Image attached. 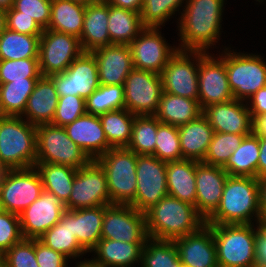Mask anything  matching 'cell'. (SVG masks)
I'll use <instances>...</instances> for the list:
<instances>
[{"label":"cell","instance_id":"cell-6","mask_svg":"<svg viewBox=\"0 0 266 267\" xmlns=\"http://www.w3.org/2000/svg\"><path fill=\"white\" fill-rule=\"evenodd\" d=\"M96 161L105 171L111 204L131 205L137 189V154L126 147L110 148Z\"/></svg>","mask_w":266,"mask_h":267},{"label":"cell","instance_id":"cell-40","mask_svg":"<svg viewBox=\"0 0 266 267\" xmlns=\"http://www.w3.org/2000/svg\"><path fill=\"white\" fill-rule=\"evenodd\" d=\"M180 258L173 240L148 238L141 252V267H180Z\"/></svg>","mask_w":266,"mask_h":267},{"label":"cell","instance_id":"cell-7","mask_svg":"<svg viewBox=\"0 0 266 267\" xmlns=\"http://www.w3.org/2000/svg\"><path fill=\"white\" fill-rule=\"evenodd\" d=\"M36 163H53L80 169L91 159L68 136L64 127L36 126Z\"/></svg>","mask_w":266,"mask_h":267},{"label":"cell","instance_id":"cell-30","mask_svg":"<svg viewBox=\"0 0 266 267\" xmlns=\"http://www.w3.org/2000/svg\"><path fill=\"white\" fill-rule=\"evenodd\" d=\"M104 206L71 210V229L79 244L90 253L101 239Z\"/></svg>","mask_w":266,"mask_h":267},{"label":"cell","instance_id":"cell-10","mask_svg":"<svg viewBox=\"0 0 266 267\" xmlns=\"http://www.w3.org/2000/svg\"><path fill=\"white\" fill-rule=\"evenodd\" d=\"M198 85V100L202 110L211 104L234 99L225 69V49L218 57L214 53L198 51Z\"/></svg>","mask_w":266,"mask_h":267},{"label":"cell","instance_id":"cell-26","mask_svg":"<svg viewBox=\"0 0 266 267\" xmlns=\"http://www.w3.org/2000/svg\"><path fill=\"white\" fill-rule=\"evenodd\" d=\"M145 243H128L110 239H100L90 251L96 255L88 261L96 267H134L140 263Z\"/></svg>","mask_w":266,"mask_h":267},{"label":"cell","instance_id":"cell-4","mask_svg":"<svg viewBox=\"0 0 266 267\" xmlns=\"http://www.w3.org/2000/svg\"><path fill=\"white\" fill-rule=\"evenodd\" d=\"M36 126L21 116L0 115V159L8 170L36 164Z\"/></svg>","mask_w":266,"mask_h":267},{"label":"cell","instance_id":"cell-21","mask_svg":"<svg viewBox=\"0 0 266 267\" xmlns=\"http://www.w3.org/2000/svg\"><path fill=\"white\" fill-rule=\"evenodd\" d=\"M173 241L181 263L191 267H219L213 232L209 225Z\"/></svg>","mask_w":266,"mask_h":267},{"label":"cell","instance_id":"cell-64","mask_svg":"<svg viewBox=\"0 0 266 267\" xmlns=\"http://www.w3.org/2000/svg\"><path fill=\"white\" fill-rule=\"evenodd\" d=\"M3 263V254L0 253V265Z\"/></svg>","mask_w":266,"mask_h":267},{"label":"cell","instance_id":"cell-35","mask_svg":"<svg viewBox=\"0 0 266 267\" xmlns=\"http://www.w3.org/2000/svg\"><path fill=\"white\" fill-rule=\"evenodd\" d=\"M259 154V137L251 133L243 138L239 147L232 153L222 168L230 176L257 178Z\"/></svg>","mask_w":266,"mask_h":267},{"label":"cell","instance_id":"cell-41","mask_svg":"<svg viewBox=\"0 0 266 267\" xmlns=\"http://www.w3.org/2000/svg\"><path fill=\"white\" fill-rule=\"evenodd\" d=\"M158 119L154 115L135 116L131 139L126 148L137 155H152L155 151Z\"/></svg>","mask_w":266,"mask_h":267},{"label":"cell","instance_id":"cell-15","mask_svg":"<svg viewBox=\"0 0 266 267\" xmlns=\"http://www.w3.org/2000/svg\"><path fill=\"white\" fill-rule=\"evenodd\" d=\"M137 189L131 204L140 212H146L168 195L166 162L153 155H137Z\"/></svg>","mask_w":266,"mask_h":267},{"label":"cell","instance_id":"cell-63","mask_svg":"<svg viewBox=\"0 0 266 267\" xmlns=\"http://www.w3.org/2000/svg\"><path fill=\"white\" fill-rule=\"evenodd\" d=\"M8 169L4 166V164L2 163L1 159H0V176L5 173Z\"/></svg>","mask_w":266,"mask_h":267},{"label":"cell","instance_id":"cell-68","mask_svg":"<svg viewBox=\"0 0 266 267\" xmlns=\"http://www.w3.org/2000/svg\"><path fill=\"white\" fill-rule=\"evenodd\" d=\"M0 267H6V265H5L4 263H2V264L0 265Z\"/></svg>","mask_w":266,"mask_h":267},{"label":"cell","instance_id":"cell-42","mask_svg":"<svg viewBox=\"0 0 266 267\" xmlns=\"http://www.w3.org/2000/svg\"><path fill=\"white\" fill-rule=\"evenodd\" d=\"M88 114L100 115L124 108V85H99L85 100Z\"/></svg>","mask_w":266,"mask_h":267},{"label":"cell","instance_id":"cell-11","mask_svg":"<svg viewBox=\"0 0 266 267\" xmlns=\"http://www.w3.org/2000/svg\"><path fill=\"white\" fill-rule=\"evenodd\" d=\"M162 94L161 74L133 68L124 83V108L135 116L154 115Z\"/></svg>","mask_w":266,"mask_h":267},{"label":"cell","instance_id":"cell-1","mask_svg":"<svg viewBox=\"0 0 266 267\" xmlns=\"http://www.w3.org/2000/svg\"><path fill=\"white\" fill-rule=\"evenodd\" d=\"M225 0H187L178 18V50L209 53L220 40Z\"/></svg>","mask_w":266,"mask_h":267},{"label":"cell","instance_id":"cell-13","mask_svg":"<svg viewBox=\"0 0 266 267\" xmlns=\"http://www.w3.org/2000/svg\"><path fill=\"white\" fill-rule=\"evenodd\" d=\"M78 37L43 29L39 40V69L42 76L64 72L83 53Z\"/></svg>","mask_w":266,"mask_h":267},{"label":"cell","instance_id":"cell-48","mask_svg":"<svg viewBox=\"0 0 266 267\" xmlns=\"http://www.w3.org/2000/svg\"><path fill=\"white\" fill-rule=\"evenodd\" d=\"M86 113L84 98L75 95L59 97L56 113L51 124L64 127Z\"/></svg>","mask_w":266,"mask_h":267},{"label":"cell","instance_id":"cell-60","mask_svg":"<svg viewBox=\"0 0 266 267\" xmlns=\"http://www.w3.org/2000/svg\"><path fill=\"white\" fill-rule=\"evenodd\" d=\"M14 0H0V8L2 9H10L13 7Z\"/></svg>","mask_w":266,"mask_h":267},{"label":"cell","instance_id":"cell-55","mask_svg":"<svg viewBox=\"0 0 266 267\" xmlns=\"http://www.w3.org/2000/svg\"><path fill=\"white\" fill-rule=\"evenodd\" d=\"M259 160L257 165V179L266 177V136L259 137Z\"/></svg>","mask_w":266,"mask_h":267},{"label":"cell","instance_id":"cell-66","mask_svg":"<svg viewBox=\"0 0 266 267\" xmlns=\"http://www.w3.org/2000/svg\"><path fill=\"white\" fill-rule=\"evenodd\" d=\"M261 224L266 228V219H264Z\"/></svg>","mask_w":266,"mask_h":267},{"label":"cell","instance_id":"cell-67","mask_svg":"<svg viewBox=\"0 0 266 267\" xmlns=\"http://www.w3.org/2000/svg\"><path fill=\"white\" fill-rule=\"evenodd\" d=\"M180 267H191V266H188V265H185V264L181 263Z\"/></svg>","mask_w":266,"mask_h":267},{"label":"cell","instance_id":"cell-14","mask_svg":"<svg viewBox=\"0 0 266 267\" xmlns=\"http://www.w3.org/2000/svg\"><path fill=\"white\" fill-rule=\"evenodd\" d=\"M101 239L145 243L148 239L145 213L131 205L104 206Z\"/></svg>","mask_w":266,"mask_h":267},{"label":"cell","instance_id":"cell-25","mask_svg":"<svg viewBox=\"0 0 266 267\" xmlns=\"http://www.w3.org/2000/svg\"><path fill=\"white\" fill-rule=\"evenodd\" d=\"M58 101L59 96L53 80L49 76H41L27 100L21 117L35 126L52 123Z\"/></svg>","mask_w":266,"mask_h":267},{"label":"cell","instance_id":"cell-5","mask_svg":"<svg viewBox=\"0 0 266 267\" xmlns=\"http://www.w3.org/2000/svg\"><path fill=\"white\" fill-rule=\"evenodd\" d=\"M207 225L213 232L219 267H256V223Z\"/></svg>","mask_w":266,"mask_h":267},{"label":"cell","instance_id":"cell-12","mask_svg":"<svg viewBox=\"0 0 266 267\" xmlns=\"http://www.w3.org/2000/svg\"><path fill=\"white\" fill-rule=\"evenodd\" d=\"M107 177L96 160L77 169L66 210L110 205Z\"/></svg>","mask_w":266,"mask_h":267},{"label":"cell","instance_id":"cell-28","mask_svg":"<svg viewBox=\"0 0 266 267\" xmlns=\"http://www.w3.org/2000/svg\"><path fill=\"white\" fill-rule=\"evenodd\" d=\"M183 159L202 162L213 138L214 130L201 114L197 119L178 126Z\"/></svg>","mask_w":266,"mask_h":267},{"label":"cell","instance_id":"cell-56","mask_svg":"<svg viewBox=\"0 0 266 267\" xmlns=\"http://www.w3.org/2000/svg\"><path fill=\"white\" fill-rule=\"evenodd\" d=\"M251 133L257 137L266 136V114L252 117Z\"/></svg>","mask_w":266,"mask_h":267},{"label":"cell","instance_id":"cell-2","mask_svg":"<svg viewBox=\"0 0 266 267\" xmlns=\"http://www.w3.org/2000/svg\"><path fill=\"white\" fill-rule=\"evenodd\" d=\"M148 238L174 240L199 231L206 219L196 207L166 195L145 212Z\"/></svg>","mask_w":266,"mask_h":267},{"label":"cell","instance_id":"cell-51","mask_svg":"<svg viewBox=\"0 0 266 267\" xmlns=\"http://www.w3.org/2000/svg\"><path fill=\"white\" fill-rule=\"evenodd\" d=\"M6 28L26 35H42L43 29L30 17L18 16L13 7L6 10Z\"/></svg>","mask_w":266,"mask_h":267},{"label":"cell","instance_id":"cell-9","mask_svg":"<svg viewBox=\"0 0 266 267\" xmlns=\"http://www.w3.org/2000/svg\"><path fill=\"white\" fill-rule=\"evenodd\" d=\"M43 182L35 168L7 170L0 176V194L3 210L20 214L43 191Z\"/></svg>","mask_w":266,"mask_h":267},{"label":"cell","instance_id":"cell-45","mask_svg":"<svg viewBox=\"0 0 266 267\" xmlns=\"http://www.w3.org/2000/svg\"><path fill=\"white\" fill-rule=\"evenodd\" d=\"M164 162L182 160L178 127L158 120L155 151L152 154Z\"/></svg>","mask_w":266,"mask_h":267},{"label":"cell","instance_id":"cell-3","mask_svg":"<svg viewBox=\"0 0 266 267\" xmlns=\"http://www.w3.org/2000/svg\"><path fill=\"white\" fill-rule=\"evenodd\" d=\"M254 222L261 224L258 179L229 175L225 181L220 205L206 220V224H254Z\"/></svg>","mask_w":266,"mask_h":267},{"label":"cell","instance_id":"cell-65","mask_svg":"<svg viewBox=\"0 0 266 267\" xmlns=\"http://www.w3.org/2000/svg\"><path fill=\"white\" fill-rule=\"evenodd\" d=\"M3 210L2 203H1V194H0V211Z\"/></svg>","mask_w":266,"mask_h":267},{"label":"cell","instance_id":"cell-32","mask_svg":"<svg viewBox=\"0 0 266 267\" xmlns=\"http://www.w3.org/2000/svg\"><path fill=\"white\" fill-rule=\"evenodd\" d=\"M49 248L64 254L69 259L80 258L88 253L77 241L71 229V210H65L61 219L38 238Z\"/></svg>","mask_w":266,"mask_h":267},{"label":"cell","instance_id":"cell-58","mask_svg":"<svg viewBox=\"0 0 266 267\" xmlns=\"http://www.w3.org/2000/svg\"><path fill=\"white\" fill-rule=\"evenodd\" d=\"M259 182V210L261 223L266 219V177L258 179Z\"/></svg>","mask_w":266,"mask_h":267},{"label":"cell","instance_id":"cell-23","mask_svg":"<svg viewBox=\"0 0 266 267\" xmlns=\"http://www.w3.org/2000/svg\"><path fill=\"white\" fill-rule=\"evenodd\" d=\"M98 65L101 85H124L134 68L129 45L111 44L91 52Z\"/></svg>","mask_w":266,"mask_h":267},{"label":"cell","instance_id":"cell-59","mask_svg":"<svg viewBox=\"0 0 266 267\" xmlns=\"http://www.w3.org/2000/svg\"><path fill=\"white\" fill-rule=\"evenodd\" d=\"M6 28V10L0 8V34L5 30Z\"/></svg>","mask_w":266,"mask_h":267},{"label":"cell","instance_id":"cell-37","mask_svg":"<svg viewBox=\"0 0 266 267\" xmlns=\"http://www.w3.org/2000/svg\"><path fill=\"white\" fill-rule=\"evenodd\" d=\"M39 78H25L0 84V115L22 116Z\"/></svg>","mask_w":266,"mask_h":267},{"label":"cell","instance_id":"cell-57","mask_svg":"<svg viewBox=\"0 0 266 267\" xmlns=\"http://www.w3.org/2000/svg\"><path fill=\"white\" fill-rule=\"evenodd\" d=\"M108 4L140 13L143 0H105Z\"/></svg>","mask_w":266,"mask_h":267},{"label":"cell","instance_id":"cell-31","mask_svg":"<svg viewBox=\"0 0 266 267\" xmlns=\"http://www.w3.org/2000/svg\"><path fill=\"white\" fill-rule=\"evenodd\" d=\"M201 114L203 110L199 100L163 92L154 116L161 123L178 127L197 119Z\"/></svg>","mask_w":266,"mask_h":267},{"label":"cell","instance_id":"cell-33","mask_svg":"<svg viewBox=\"0 0 266 267\" xmlns=\"http://www.w3.org/2000/svg\"><path fill=\"white\" fill-rule=\"evenodd\" d=\"M86 5L72 0H52L48 29L80 38Z\"/></svg>","mask_w":266,"mask_h":267},{"label":"cell","instance_id":"cell-53","mask_svg":"<svg viewBox=\"0 0 266 267\" xmlns=\"http://www.w3.org/2000/svg\"><path fill=\"white\" fill-rule=\"evenodd\" d=\"M247 106L253 116L266 114V86L260 88L254 95H252L247 101Z\"/></svg>","mask_w":266,"mask_h":267},{"label":"cell","instance_id":"cell-19","mask_svg":"<svg viewBox=\"0 0 266 267\" xmlns=\"http://www.w3.org/2000/svg\"><path fill=\"white\" fill-rule=\"evenodd\" d=\"M65 210L57 196L43 190L40 197L19 214L23 238L38 239L60 221Z\"/></svg>","mask_w":266,"mask_h":267},{"label":"cell","instance_id":"cell-24","mask_svg":"<svg viewBox=\"0 0 266 267\" xmlns=\"http://www.w3.org/2000/svg\"><path fill=\"white\" fill-rule=\"evenodd\" d=\"M67 136L75 142L91 160H96L112 148L105 137L99 115L84 114L64 126Z\"/></svg>","mask_w":266,"mask_h":267},{"label":"cell","instance_id":"cell-8","mask_svg":"<svg viewBox=\"0 0 266 267\" xmlns=\"http://www.w3.org/2000/svg\"><path fill=\"white\" fill-rule=\"evenodd\" d=\"M225 48V69L234 99L247 101L266 86V62L259 54ZM230 48V50H229ZM233 51V52H232Z\"/></svg>","mask_w":266,"mask_h":267},{"label":"cell","instance_id":"cell-61","mask_svg":"<svg viewBox=\"0 0 266 267\" xmlns=\"http://www.w3.org/2000/svg\"><path fill=\"white\" fill-rule=\"evenodd\" d=\"M75 267H96V266L92 265V264L88 261V259L86 260V258H84L83 261H80V262L78 261V262H77V265H76Z\"/></svg>","mask_w":266,"mask_h":267},{"label":"cell","instance_id":"cell-29","mask_svg":"<svg viewBox=\"0 0 266 267\" xmlns=\"http://www.w3.org/2000/svg\"><path fill=\"white\" fill-rule=\"evenodd\" d=\"M196 161L182 159L166 162L168 195L195 206Z\"/></svg>","mask_w":266,"mask_h":267},{"label":"cell","instance_id":"cell-52","mask_svg":"<svg viewBox=\"0 0 266 267\" xmlns=\"http://www.w3.org/2000/svg\"><path fill=\"white\" fill-rule=\"evenodd\" d=\"M35 256L39 267H68L69 258L35 239Z\"/></svg>","mask_w":266,"mask_h":267},{"label":"cell","instance_id":"cell-22","mask_svg":"<svg viewBox=\"0 0 266 267\" xmlns=\"http://www.w3.org/2000/svg\"><path fill=\"white\" fill-rule=\"evenodd\" d=\"M214 132L251 134L252 118L245 101L233 99L226 103L211 104L203 109Z\"/></svg>","mask_w":266,"mask_h":267},{"label":"cell","instance_id":"cell-46","mask_svg":"<svg viewBox=\"0 0 266 267\" xmlns=\"http://www.w3.org/2000/svg\"><path fill=\"white\" fill-rule=\"evenodd\" d=\"M41 76L39 58L0 60V84Z\"/></svg>","mask_w":266,"mask_h":267},{"label":"cell","instance_id":"cell-16","mask_svg":"<svg viewBox=\"0 0 266 267\" xmlns=\"http://www.w3.org/2000/svg\"><path fill=\"white\" fill-rule=\"evenodd\" d=\"M159 30L160 27H145L129 44L134 68L161 74L178 51L177 45H169Z\"/></svg>","mask_w":266,"mask_h":267},{"label":"cell","instance_id":"cell-36","mask_svg":"<svg viewBox=\"0 0 266 267\" xmlns=\"http://www.w3.org/2000/svg\"><path fill=\"white\" fill-rule=\"evenodd\" d=\"M43 182V189L57 196L65 205L71 195L77 169L53 163H36Z\"/></svg>","mask_w":266,"mask_h":267},{"label":"cell","instance_id":"cell-18","mask_svg":"<svg viewBox=\"0 0 266 267\" xmlns=\"http://www.w3.org/2000/svg\"><path fill=\"white\" fill-rule=\"evenodd\" d=\"M49 77L59 97L75 95L86 100L100 85L97 61L91 52H83L64 72Z\"/></svg>","mask_w":266,"mask_h":267},{"label":"cell","instance_id":"cell-43","mask_svg":"<svg viewBox=\"0 0 266 267\" xmlns=\"http://www.w3.org/2000/svg\"><path fill=\"white\" fill-rule=\"evenodd\" d=\"M247 135L214 132L202 163L222 167Z\"/></svg>","mask_w":266,"mask_h":267},{"label":"cell","instance_id":"cell-49","mask_svg":"<svg viewBox=\"0 0 266 267\" xmlns=\"http://www.w3.org/2000/svg\"><path fill=\"white\" fill-rule=\"evenodd\" d=\"M52 0H14L13 8L18 16L33 18L42 29H48Z\"/></svg>","mask_w":266,"mask_h":267},{"label":"cell","instance_id":"cell-27","mask_svg":"<svg viewBox=\"0 0 266 267\" xmlns=\"http://www.w3.org/2000/svg\"><path fill=\"white\" fill-rule=\"evenodd\" d=\"M109 4L105 0L86 6L83 29L79 38L84 52L111 45L108 32Z\"/></svg>","mask_w":266,"mask_h":267},{"label":"cell","instance_id":"cell-38","mask_svg":"<svg viewBox=\"0 0 266 267\" xmlns=\"http://www.w3.org/2000/svg\"><path fill=\"white\" fill-rule=\"evenodd\" d=\"M41 35H26L8 28L0 34V60L39 58Z\"/></svg>","mask_w":266,"mask_h":267},{"label":"cell","instance_id":"cell-62","mask_svg":"<svg viewBox=\"0 0 266 267\" xmlns=\"http://www.w3.org/2000/svg\"><path fill=\"white\" fill-rule=\"evenodd\" d=\"M72 1L87 6V5H89V4L96 3V2H99V1H101V0H72Z\"/></svg>","mask_w":266,"mask_h":267},{"label":"cell","instance_id":"cell-39","mask_svg":"<svg viewBox=\"0 0 266 267\" xmlns=\"http://www.w3.org/2000/svg\"><path fill=\"white\" fill-rule=\"evenodd\" d=\"M99 119L108 144L112 148L128 146L135 115L123 108L100 114Z\"/></svg>","mask_w":266,"mask_h":267},{"label":"cell","instance_id":"cell-17","mask_svg":"<svg viewBox=\"0 0 266 267\" xmlns=\"http://www.w3.org/2000/svg\"><path fill=\"white\" fill-rule=\"evenodd\" d=\"M163 92L198 100V51L178 50L161 73Z\"/></svg>","mask_w":266,"mask_h":267},{"label":"cell","instance_id":"cell-47","mask_svg":"<svg viewBox=\"0 0 266 267\" xmlns=\"http://www.w3.org/2000/svg\"><path fill=\"white\" fill-rule=\"evenodd\" d=\"M6 267H39L35 256V239H22L3 254Z\"/></svg>","mask_w":266,"mask_h":267},{"label":"cell","instance_id":"cell-50","mask_svg":"<svg viewBox=\"0 0 266 267\" xmlns=\"http://www.w3.org/2000/svg\"><path fill=\"white\" fill-rule=\"evenodd\" d=\"M23 239L18 214L0 211V253L4 254Z\"/></svg>","mask_w":266,"mask_h":267},{"label":"cell","instance_id":"cell-34","mask_svg":"<svg viewBox=\"0 0 266 267\" xmlns=\"http://www.w3.org/2000/svg\"><path fill=\"white\" fill-rule=\"evenodd\" d=\"M108 32L111 44L129 45L145 28L140 13L109 4Z\"/></svg>","mask_w":266,"mask_h":267},{"label":"cell","instance_id":"cell-44","mask_svg":"<svg viewBox=\"0 0 266 267\" xmlns=\"http://www.w3.org/2000/svg\"><path fill=\"white\" fill-rule=\"evenodd\" d=\"M184 1L187 0H143L140 12L142 24L161 28L177 11L181 14L179 7H183Z\"/></svg>","mask_w":266,"mask_h":267},{"label":"cell","instance_id":"cell-20","mask_svg":"<svg viewBox=\"0 0 266 267\" xmlns=\"http://www.w3.org/2000/svg\"><path fill=\"white\" fill-rule=\"evenodd\" d=\"M228 176L221 166L196 161L195 207L206 220L219 207Z\"/></svg>","mask_w":266,"mask_h":267},{"label":"cell","instance_id":"cell-54","mask_svg":"<svg viewBox=\"0 0 266 267\" xmlns=\"http://www.w3.org/2000/svg\"><path fill=\"white\" fill-rule=\"evenodd\" d=\"M255 258L256 267L266 265V228L257 224Z\"/></svg>","mask_w":266,"mask_h":267}]
</instances>
